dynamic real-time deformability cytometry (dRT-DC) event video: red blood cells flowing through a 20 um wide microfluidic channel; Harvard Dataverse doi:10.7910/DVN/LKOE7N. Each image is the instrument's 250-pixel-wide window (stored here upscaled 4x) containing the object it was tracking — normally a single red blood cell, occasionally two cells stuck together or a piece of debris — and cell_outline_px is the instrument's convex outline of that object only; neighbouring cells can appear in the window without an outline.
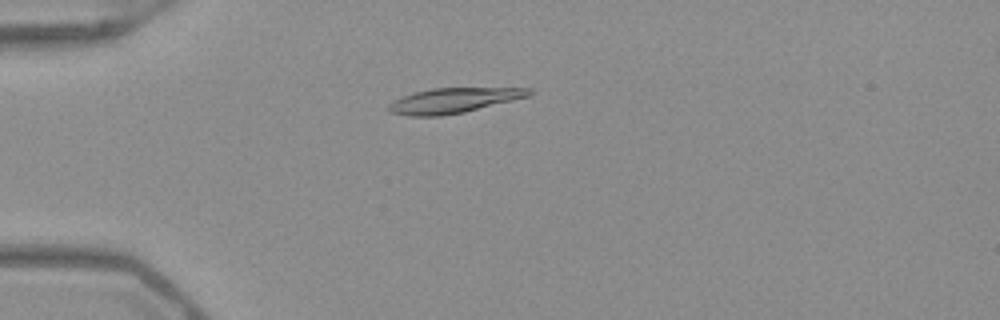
{"species": "Egyptian fruit bat (a non-hibernating species)", "species_latin": "Rousettus aegyptiacus", "temperature_condition": "warm", "stored_images_in_passage": 45, "camera_frame_rate_fps": 3000, "um_per_image_px": 0.085, "frame": {"image": 1, "passage_image": 8, "time_ms": 2.333, "image_size_px": [1000, 320], "cell_outline_px": [[536, 92], [528, 96], [464, 112], [440, 116], [408, 116], [388, 112], [388, 104], [412, 92], [432, 88], [532, 88]], "centroid_in_image_um": [38.54, 8.54], "position_along_channel_um": 46.5, "area_um2": 20.4}}
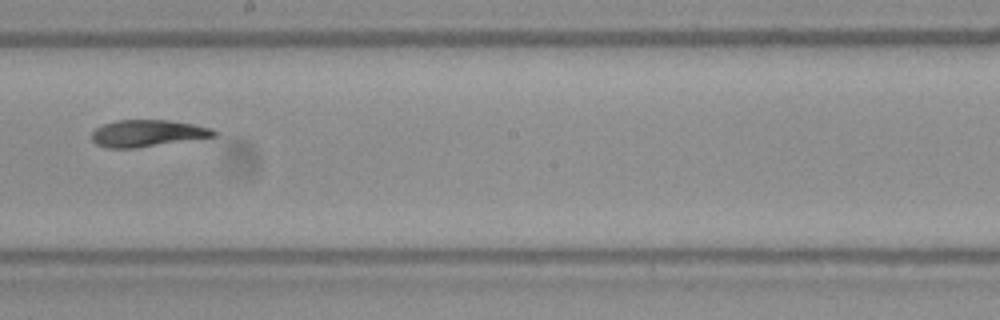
{"frame": {"image": 2, "passage_image": 24, "time_ms": 7.667, "image_size_px": [1000, 320], "cell_outline_px": [[216, 136], [136, 148], [108, 148], [96, 144], [92, 140], [92, 132], [96, 128], [104, 124], [116, 120], [168, 120], [192, 124], [212, 128], [216, 132]], "centroid_in_image_um": [12.51, 11.33], "position_along_channel_um": 235.7, "area_um2": 18.96}}
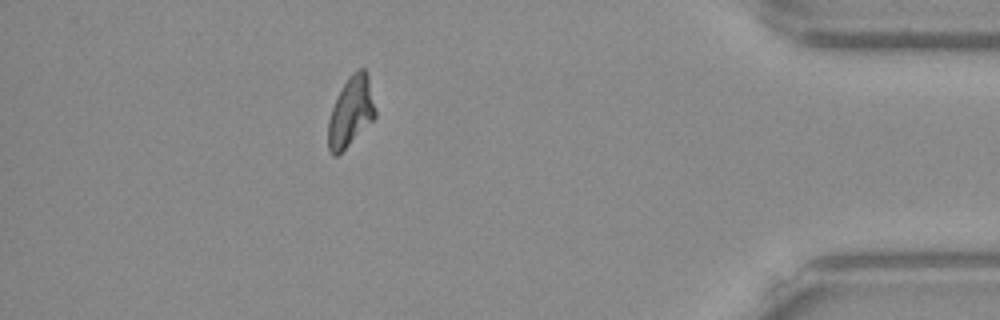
{"frame": {"image": 3, "passage_image": 40, "time_ms": 13.0, "image_size_px": [1000, 320], "cell_outline_px": [[376, 116], [336, 156], [332, 156], [328, 148], [328, 120], [332, 108], [348, 76], [352, 72], [360, 68], [364, 68], [368, 72], [376, 108]], "centroid_in_image_um": [29.83, 9.44], "position_along_channel_um": 405.4, "area_um2": 18.9}, "authors_computed_cell_mechanics": {"area_um2": 19.363, "velocity_mm_per_s": 3.9747, "shape_relaxation_time_tau1_ms": null, "shape_relaxation_time_tau2_ms": 4.871, "deformation_change_tau1": null, "deformation_change_tau2": 0.1081}}